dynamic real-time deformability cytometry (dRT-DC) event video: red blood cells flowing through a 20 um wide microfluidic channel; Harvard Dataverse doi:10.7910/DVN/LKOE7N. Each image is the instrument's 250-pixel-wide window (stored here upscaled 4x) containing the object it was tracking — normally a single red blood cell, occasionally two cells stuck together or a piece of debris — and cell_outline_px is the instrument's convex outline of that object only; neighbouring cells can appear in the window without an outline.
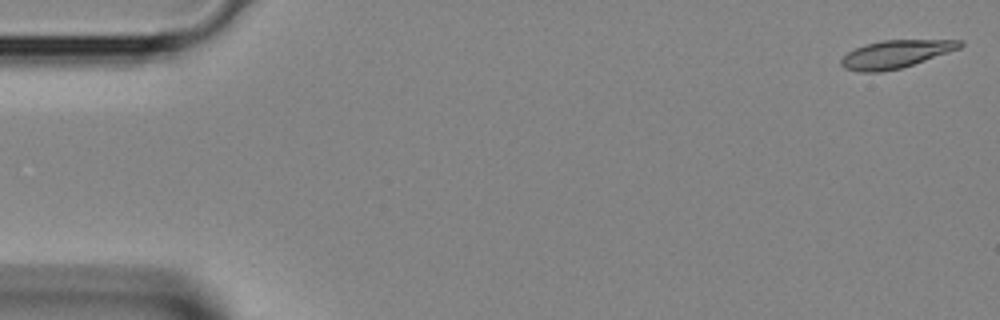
{"species": "Egyptian fruit bat (a non-hibernating species)", "species_latin": "Rousettus aegyptiacus", "temperature_condition": "room temperature", "stored_images_in_passage": 4, "camera_frame_rate_fps": 3000, "um_per_image_px": 0.085, "animal": {"sex": "female"}, "frame": {"image": 1, "passage_image": 1, "time_ms": 0.0, "image_size_px": [1000, 320], "cell_outline_px": [[964, 44], [960, 48], [900, 68], [880, 72], [860, 72], [844, 68], [840, 64], [840, 60], [848, 52], [864, 44], [884, 40], [964, 40]], "centroid_in_image_um": [76.1, 4.59], "position_along_channel_um": 8.9, "area_um2": 19.02}}
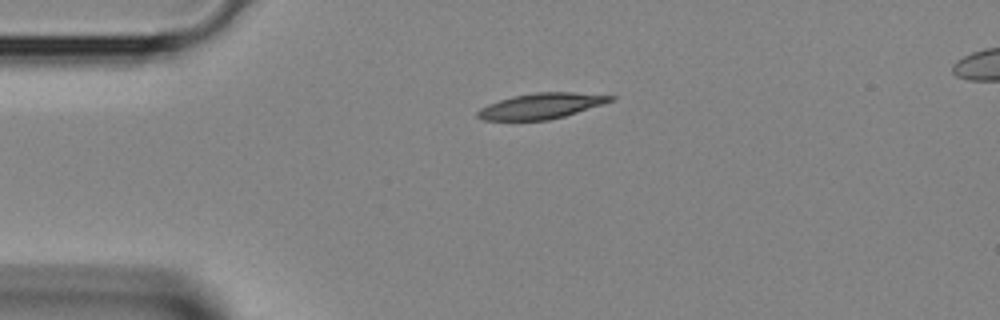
{"frame": {"image": 2, "passage_image": 3, "time_ms": 0.667, "image_size_px": [1000, 320], "cell_outline_px": [[616, 96], [612, 100], [564, 116], [548, 120], [484, 120], [476, 116], [476, 112], [480, 108], [488, 104], [512, 96], [536, 92], [572, 92]], "centroid_in_image_um": [45.93, 9.0], "position_along_channel_um": 39.1, "area_um2": 19.48}}